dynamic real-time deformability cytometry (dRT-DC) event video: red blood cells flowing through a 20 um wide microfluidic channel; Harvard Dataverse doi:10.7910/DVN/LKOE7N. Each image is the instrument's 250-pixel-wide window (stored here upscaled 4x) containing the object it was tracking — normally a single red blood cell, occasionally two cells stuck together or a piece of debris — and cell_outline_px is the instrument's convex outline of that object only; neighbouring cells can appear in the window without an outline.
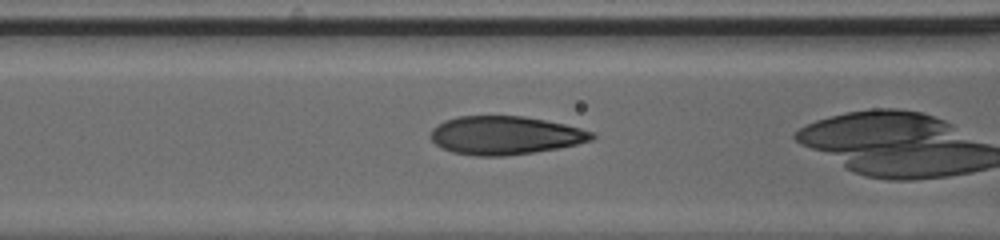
{"species": "human", "species_latin": "Homo sapiens", "temperature_condition": "cold", "stored_images_in_passage": 14, "camera_frame_rate_fps": 3000, "um_per_image_px": 0.085, "donor": {"sex": "male"}, "frame": {"image": 1, "passage_image": 7, "time_ms": 2.0, "image_size_px": [1000, 240], "cell_outline_px": [[596, 136], [592, 140], [576, 144], [556, 148], [532, 152], [504, 156], [476, 156], [452, 152], [440, 148], [428, 136], [432, 128], [436, 124], [444, 120], [456, 116], [524, 116], [564, 124], [596, 132]], "centroid_in_image_um": [42.88, 11.5], "position_along_channel_um": 123.7, "area_um2": 36.24}}
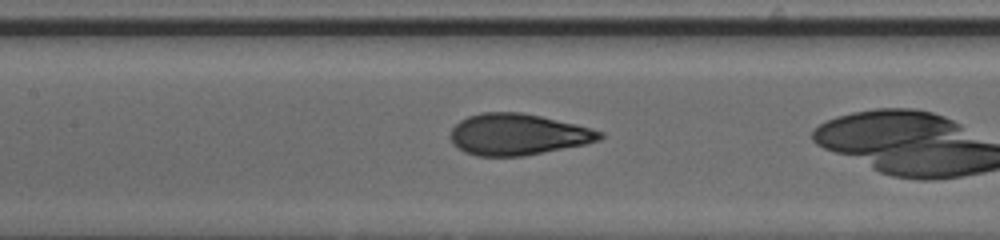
{"frame": {"image": 2, "passage_image": 10, "time_ms": 3.0, "image_size_px": [1000, 240], "cell_outline_px": [[604, 136], [600, 140], [584, 144], [524, 156], [476, 156], [464, 152], [452, 144], [452, 128], [460, 120], [468, 116], [480, 112], [520, 112], [540, 116], [576, 124], [592, 128], [604, 132]], "centroid_in_image_um": [44.02, 11.42], "position_along_channel_um": 163.4, "area_um2": 35.95}}